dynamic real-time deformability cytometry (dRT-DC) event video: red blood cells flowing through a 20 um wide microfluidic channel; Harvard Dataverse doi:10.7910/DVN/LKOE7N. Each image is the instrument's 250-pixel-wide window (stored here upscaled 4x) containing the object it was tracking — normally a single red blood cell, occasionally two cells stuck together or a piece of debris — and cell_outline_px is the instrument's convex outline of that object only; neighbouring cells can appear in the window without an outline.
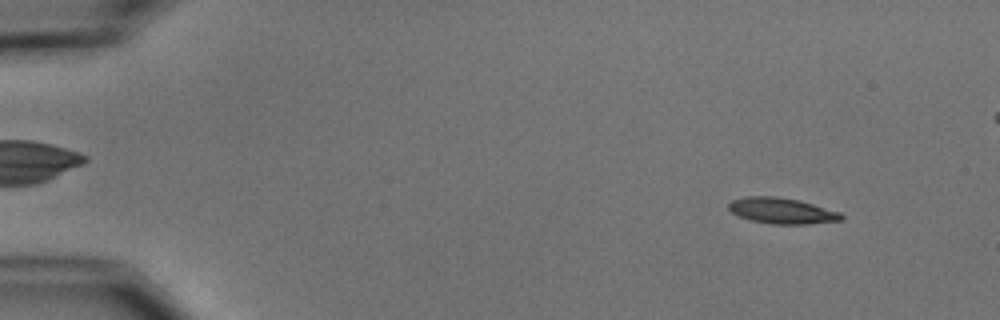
{"species": "common noctule bat (a hibernating species)", "species_latin": "Nyctalus noctula", "temperature_condition": "cold", "stored_images_in_passage": 54, "segment_of_instrument_passage": [1, 2], "camera_frame_rate_fps": 3000, "um_per_image_px": 0.085, "animal": {"sex": "male", "body_mass_g": 15.6}, "frame": {"image": 1, "passage_image": 5, "time_ms": 1.333, "image_size_px": [1000, 320], "cell_outline_px": [[844, 216], [840, 220], [808, 224], [772, 224], [752, 220], [740, 216], [732, 212], [728, 208], [728, 204], [732, 200], [748, 196], [776, 196], [800, 200], [840, 212]], "centroid_in_image_um": [66.46, 17.91], "position_along_channel_um": 18.5, "area_um2": 16.88}}
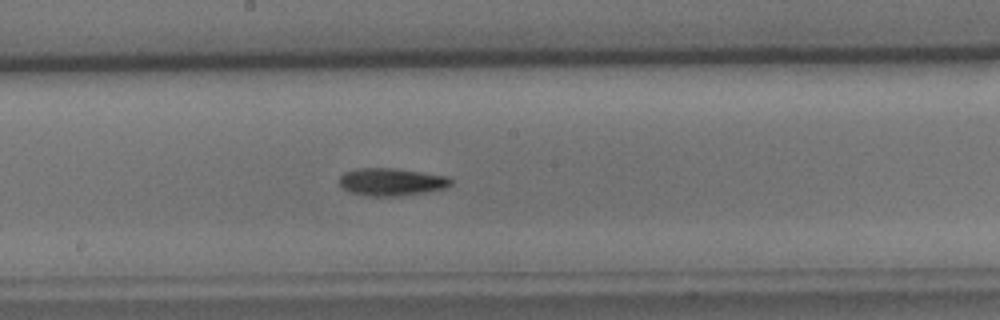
{"frame": {"image": 2, "passage_image": 29, "time_ms": 9.333, "image_size_px": [1000, 320], "cell_outline_px": [[452, 184], [444, 188], [424, 192], [400, 196], [368, 196], [348, 192], [340, 188], [340, 176], [344, 172], [356, 168], [396, 168], [448, 176], [452, 180]], "centroid_in_image_um": [33.23, 15.46], "position_along_channel_um": 215.0, "area_um2": 18.09}}
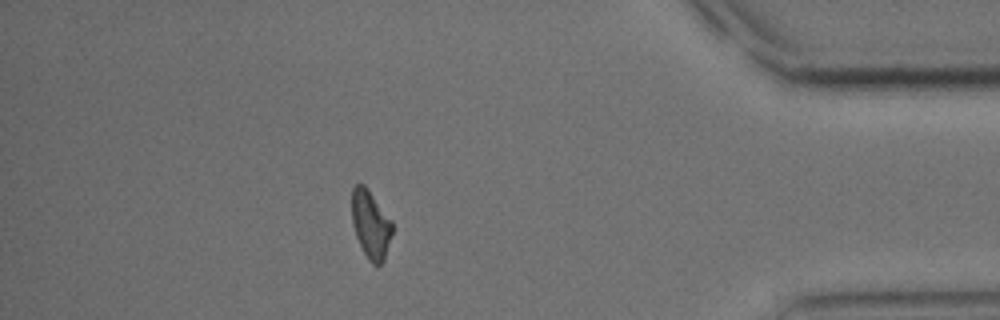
{"frame": {"image": 3, "passage_image": 47, "time_ms": 15.333, "image_size_px": [1000, 320], "cell_outline_px": [[392, 232], [384, 260], [376, 268], [368, 260], [356, 236], [352, 224], [352, 188], [356, 184], [364, 184], [368, 188], [392, 220]], "centroid_in_image_um": [31.51, 19.07], "position_along_channel_um": 403.7, "area_um2": 16.13}}